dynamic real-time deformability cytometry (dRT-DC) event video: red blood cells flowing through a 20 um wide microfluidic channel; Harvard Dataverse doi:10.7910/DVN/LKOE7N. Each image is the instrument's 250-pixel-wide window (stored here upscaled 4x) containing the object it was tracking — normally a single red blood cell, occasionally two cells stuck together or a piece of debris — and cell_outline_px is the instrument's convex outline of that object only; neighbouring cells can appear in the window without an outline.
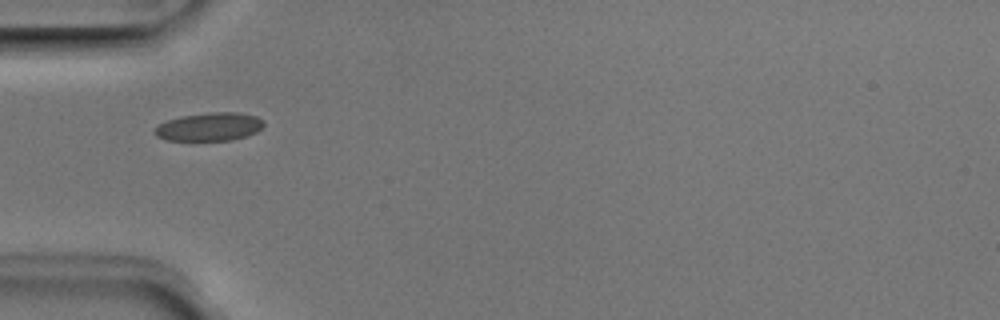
{"species": "Egyptian fruit bat (a non-hibernating species)", "species_latin": "Rousettus aegyptiacus", "temperature_condition": "room temperature", "stored_images_in_passage": 3, "camera_frame_rate_fps": 3000, "um_per_image_px": 0.085, "animal": {"sex": "male"}, "frame": {"image": 1, "passage_image": 1, "time_ms": 0.0, "image_size_px": [1000, 320], "cell_outline_px": [[264, 124], [256, 132], [232, 140], [168, 140], [156, 136], [152, 132], [152, 128], [168, 120], [180, 116], [212, 112], [240, 112], [256, 116], [264, 120]], "centroid_in_image_um": [17.77, 10.77], "position_along_channel_um": 67.2, "area_um2": 17.98}}
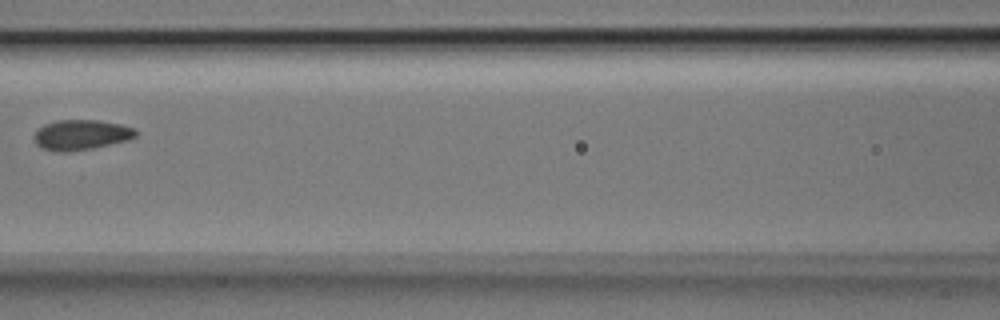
{"frame": {"image": 2, "passage_image": 3, "time_ms": 0.667, "image_size_px": [1000, 320], "cell_outline_px": [[136, 136], [128, 140], [92, 148], [68, 152], [56, 152], [40, 148], [32, 140], [32, 136], [36, 128], [44, 124], [56, 120], [100, 120], [120, 124], [132, 128], [136, 132]], "centroid_in_image_um": [6.79, 11.46], "position_along_channel_um": 159.8, "area_um2": 18.15}}